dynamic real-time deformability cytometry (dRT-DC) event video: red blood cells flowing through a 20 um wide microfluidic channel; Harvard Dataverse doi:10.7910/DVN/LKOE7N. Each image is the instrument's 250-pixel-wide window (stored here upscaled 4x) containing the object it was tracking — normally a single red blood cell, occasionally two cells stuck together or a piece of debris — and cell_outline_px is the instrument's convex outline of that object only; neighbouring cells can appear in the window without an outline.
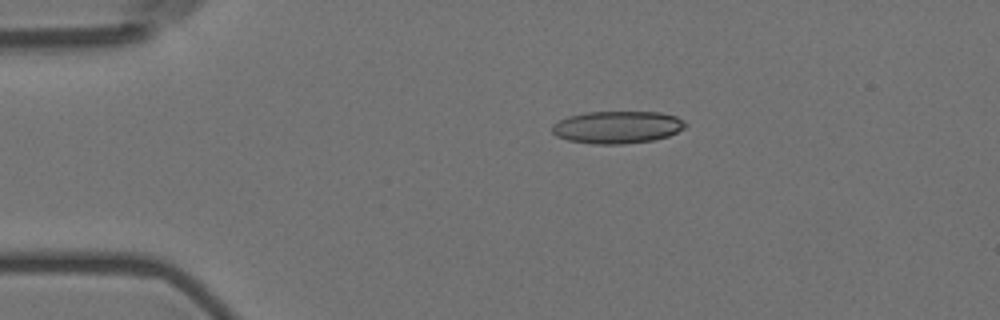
{"species": "Egyptian fruit bat (a non-hibernating species)", "species_latin": "Rousettus aegyptiacus", "temperature_condition": "room temperature", "stored_images_in_passage": 15, "camera_frame_rate_fps": 3000, "um_per_image_px": 0.085, "animal": {"sex": "female"}, "frame": {"image": 1, "passage_image": 1, "time_ms": 0.0, "image_size_px": [1000, 320], "cell_outline_px": [[688, 124], [684, 128], [668, 136], [652, 140], [624, 144], [596, 144], [568, 140], [556, 136], [552, 132], [552, 124], [568, 116], [588, 112], [660, 112], [676, 116], [684, 120]], "centroid_in_image_um": [52.48, 10.81], "position_along_channel_um": 32.5, "area_um2": 25.14}}
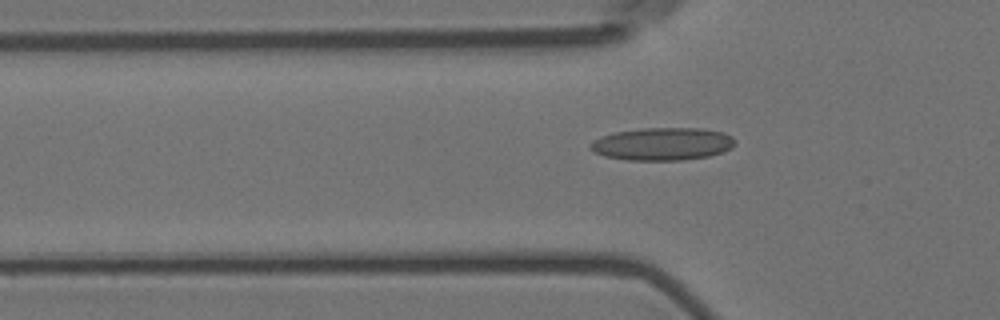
{"frame": {"image": 2, "passage_image": 8, "time_ms": 2.333, "image_size_px": [1000, 320], "cell_outline_px": [[736, 144], [732, 148], [724, 152], [708, 156], [680, 160], [628, 160], [604, 156], [592, 152], [588, 148], [588, 144], [592, 140], [600, 136], [616, 132], [644, 128], [700, 128], [724, 132], [732, 136], [736, 140]], "centroid_in_image_um": [56.3, 12.23], "position_along_channel_um": 69.5, "area_um2": 27.92}}
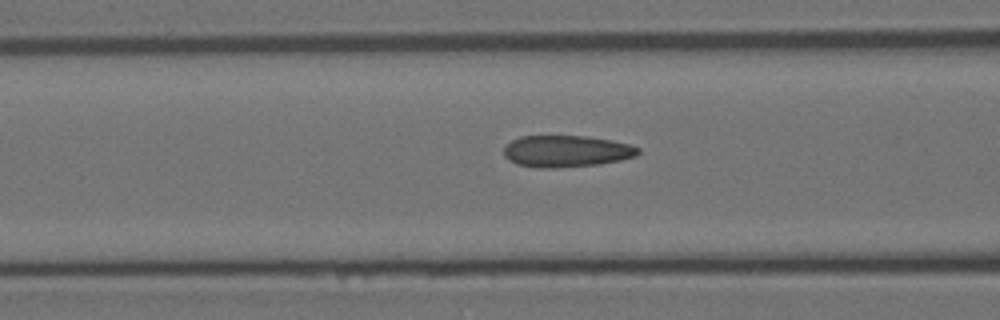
{"frame": {"image": 3, "passage_image": 12, "time_ms": 3.667, "image_size_px": [1000, 320], "cell_outline_px": [[640, 152], [636, 156], [620, 160], [600, 164], [556, 168], [536, 168], [516, 164], [508, 160], [504, 156], [504, 148], [512, 140], [520, 136], [584, 136], [608, 140], [628, 144], [640, 148]], "centroid_in_image_um": [48.11, 12.87], "position_along_channel_um": 118.5, "area_um2": 24.8}}